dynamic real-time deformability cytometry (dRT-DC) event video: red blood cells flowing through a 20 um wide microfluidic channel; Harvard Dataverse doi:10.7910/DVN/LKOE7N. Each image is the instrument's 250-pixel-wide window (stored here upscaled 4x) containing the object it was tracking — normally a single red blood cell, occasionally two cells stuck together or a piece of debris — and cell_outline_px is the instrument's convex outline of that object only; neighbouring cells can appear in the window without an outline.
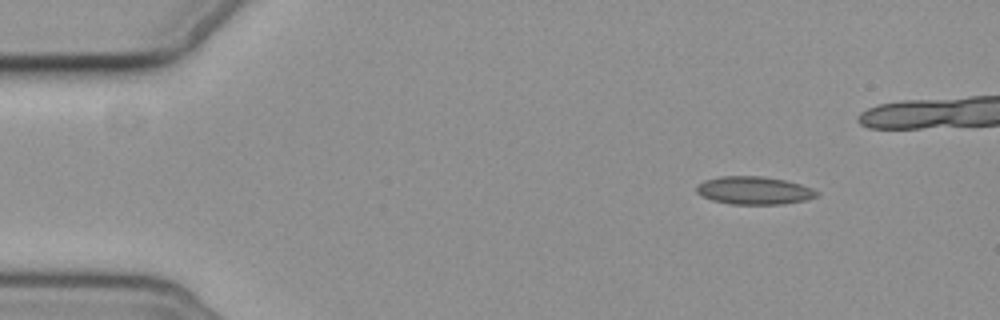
{"species": "common noctule bat (a hibernating species)", "species_latin": "Nyctalus noctula", "temperature_condition": "cold", "stored_images_in_passage": 10, "segment_of_instrument_passage": [1, 2], "camera_frame_rate_fps": 3000, "um_per_image_px": 0.085, "animal": {"sex": "female", "body_mass_g": 19.3, "forearm_length_mm": 54.1}, "frame": {"image": 1, "passage_image": 1, "time_ms": 0.0, "image_size_px": [1000, 320], "cell_outline_px": [[820, 196], [808, 200], [784, 204], [732, 204], [712, 200], [700, 196], [696, 192], [696, 184], [704, 180], [720, 176], [760, 176], [784, 180], [800, 184], [812, 188], [820, 192]], "centroid_in_image_um": [64.1, 16.19], "position_along_channel_um": 20.9, "area_um2": 19.83}}
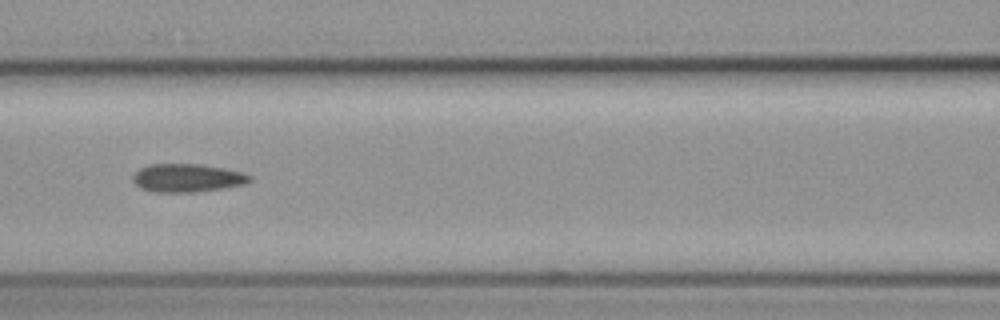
{"frame": {"image": 2, "passage_image": 6, "time_ms": 6.0, "image_size_px": [1000, 320], "cell_outline_px": [[252, 180], [244, 184], [224, 188], [196, 192], [156, 192], [140, 188], [132, 180], [132, 176], [140, 168], [148, 164], [200, 164], [224, 168], [240, 172], [252, 176]], "centroid_in_image_um": [15.9, 15.12], "position_along_channel_um": 150.7, "area_um2": 19.25}}
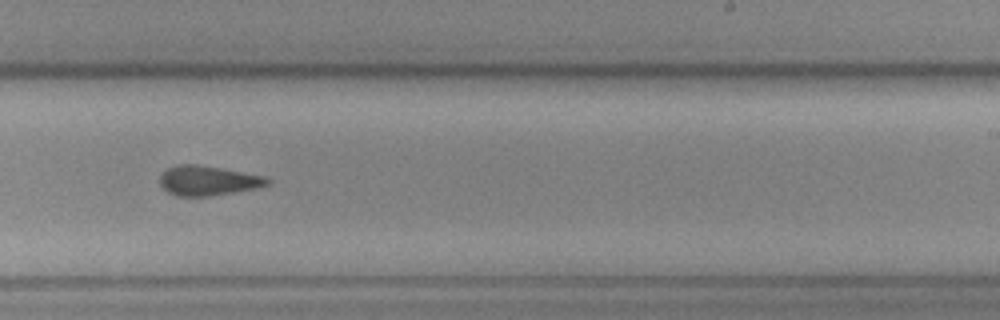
{"frame": {"image": 3, "passage_image": 9, "time_ms": 9.333, "image_size_px": [1000, 320], "cell_outline_px": [[272, 184], [256, 188], [208, 196], [176, 196], [168, 192], [160, 184], [160, 176], [168, 168], [180, 164], [196, 164], [220, 168], [264, 176], [272, 180]], "centroid_in_image_um": [17.7, 15.35], "position_along_channel_um": 271.3, "area_um2": 18.44}}